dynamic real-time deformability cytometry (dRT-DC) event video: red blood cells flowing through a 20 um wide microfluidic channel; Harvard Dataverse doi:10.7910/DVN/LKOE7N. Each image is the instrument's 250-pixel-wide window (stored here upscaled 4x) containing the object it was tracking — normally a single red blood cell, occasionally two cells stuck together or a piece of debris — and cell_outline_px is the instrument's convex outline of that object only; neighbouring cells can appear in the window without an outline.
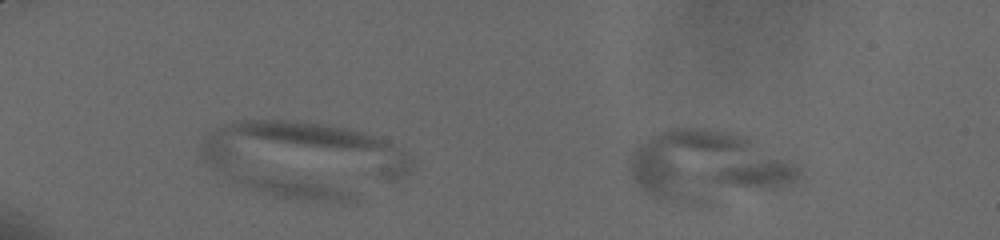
{"species": "human", "species_latin": "Homo sapiens", "temperature_condition": "cold", "stored_images_in_passage": 9, "camera_frame_rate_fps": 3000, "um_per_image_px": 0.085, "donor": {"sex": "male"}, "frame": {"image": 1, "passage_image": 9, "time_ms": 2.667, "image_size_px": [1000, 240], "cell_outline_px": [[800, 176], [792, 184], [776, 188], [708, 204], [700, 204], [660, 200], [644, 192], [636, 184], [632, 176], [628, 164], [628, 156], [640, 144], [652, 136], [672, 128], [708, 128], [728, 132], [744, 136], [800, 168]], "centroid_in_image_um": [60.06, 14.15], "position_along_channel_um": 24.9, "area_um2": 68.72}}